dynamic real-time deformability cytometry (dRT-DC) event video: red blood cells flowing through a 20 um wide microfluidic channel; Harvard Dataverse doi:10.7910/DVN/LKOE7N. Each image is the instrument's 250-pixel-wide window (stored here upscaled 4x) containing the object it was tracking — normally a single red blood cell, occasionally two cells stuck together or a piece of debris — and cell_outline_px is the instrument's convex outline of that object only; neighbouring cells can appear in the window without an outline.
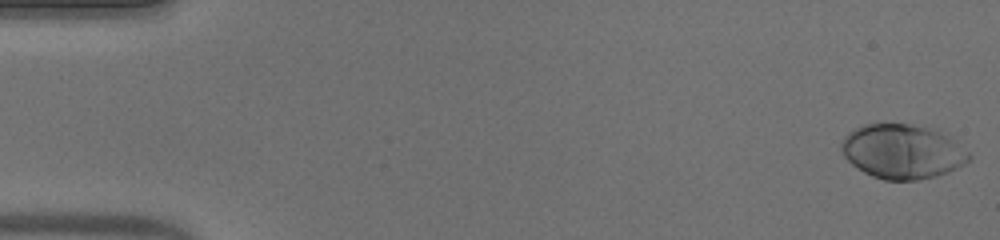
{"species": "human", "species_latin": "Homo sapiens", "temperature_condition": "warm", "stored_images_in_passage": 52, "camera_frame_rate_fps": 3000, "um_per_image_px": 0.085, "donor": {"sex": "male"}, "frame": {"image": 1, "passage_image": 1, "time_ms": 0.0, "image_size_px": [1000, 240], "cell_outline_px": [[972, 156], [964, 164], [948, 172], [936, 176], [916, 180], [884, 180], [872, 176], [864, 172], [852, 164], [844, 156], [840, 148], [840, 144], [844, 136], [848, 132], [864, 124], [908, 124], [924, 128], [948, 136], [968, 152]], "centroid_in_image_um": [76.66, 12.9], "position_along_channel_um": 8.3, "area_um2": 39.94}}
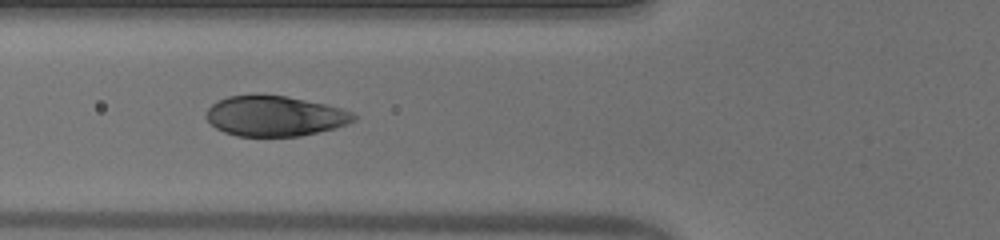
{"frame": {"image": 2, "passage_image": 20, "time_ms": 6.333, "image_size_px": [1000, 240], "cell_outline_px": [[356, 120], [348, 124], [336, 128], [300, 136], [236, 136], [224, 132], [216, 128], [204, 116], [208, 108], [212, 104], [228, 96], [284, 96], [324, 104], [340, 108], [352, 112], [356, 116]], "centroid_in_image_um": [23.37, 9.89], "position_along_channel_um": 102.4, "area_um2": 34.22}}
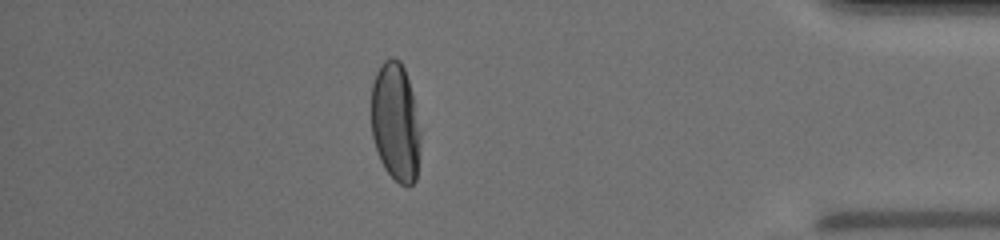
{"frame": {"image": 3, "passage_image": 46, "time_ms": 15.0, "image_size_px": [1000, 240], "cell_outline_px": [[420, 140], [416, 180], [412, 184], [400, 184], [384, 168], [380, 160], [372, 136], [372, 84], [376, 72], [380, 64], [384, 60], [392, 56], [400, 60], [404, 68], [412, 92], [420, 132]], "centroid_in_image_um": [33.61, 10.35], "position_along_channel_um": 401.6, "area_um2": 33.81}, "authors_computed_cell_mechanics": {"area_um2": 37.5989, "velocity_mm_per_s": 3.897, "shape_relaxation_time_tau1_ms": 2.7681, "shape_relaxation_time_tau2_ms": null, "deformation_change_tau1": 0.2002, "deformation_change_tau2": null}}